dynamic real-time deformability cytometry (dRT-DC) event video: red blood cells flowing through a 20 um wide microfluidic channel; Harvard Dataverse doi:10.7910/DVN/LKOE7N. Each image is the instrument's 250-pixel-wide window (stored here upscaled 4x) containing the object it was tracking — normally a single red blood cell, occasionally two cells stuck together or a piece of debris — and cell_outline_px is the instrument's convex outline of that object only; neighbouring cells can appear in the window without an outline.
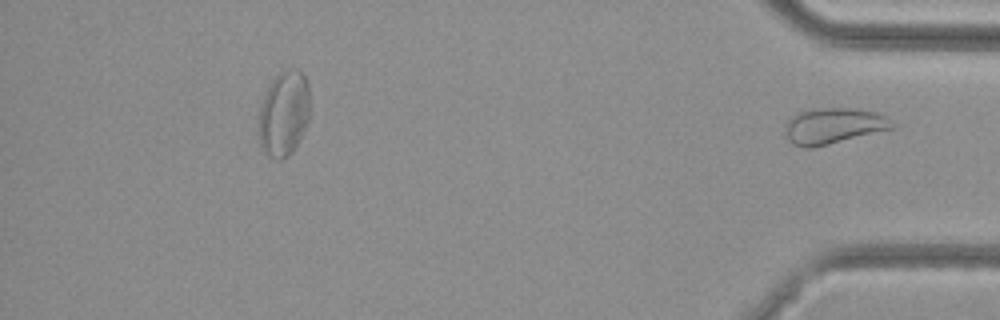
{"species": "common noctule bat (a hibernating species)", "species_latin": "Nyctalus noctula", "temperature_condition": "cold", "stored_images_in_passage": 33, "segment_of_instrument_passage": [2, 2], "camera_frame_rate_fps": 3000, "um_per_image_px": 0.085, "animal": {"sex": "female", "body_mass_g": 29.2, "forearm_length_mm": 56.3}, "frame": {"image": 1, "passage_image": 33, "time_ms": 10.667, "image_size_px": [1000, 320], "cell_outline_px": [[896, 124], [892, 128], [812, 148], [804, 148], [792, 144], [788, 140], [784, 132], [784, 124], [796, 112], [820, 108], [852, 108], [876, 112], [884, 116]], "centroid_in_image_um": [70.77, 10.7], "position_along_channel_um": 364.4, "area_um2": 22.31}}